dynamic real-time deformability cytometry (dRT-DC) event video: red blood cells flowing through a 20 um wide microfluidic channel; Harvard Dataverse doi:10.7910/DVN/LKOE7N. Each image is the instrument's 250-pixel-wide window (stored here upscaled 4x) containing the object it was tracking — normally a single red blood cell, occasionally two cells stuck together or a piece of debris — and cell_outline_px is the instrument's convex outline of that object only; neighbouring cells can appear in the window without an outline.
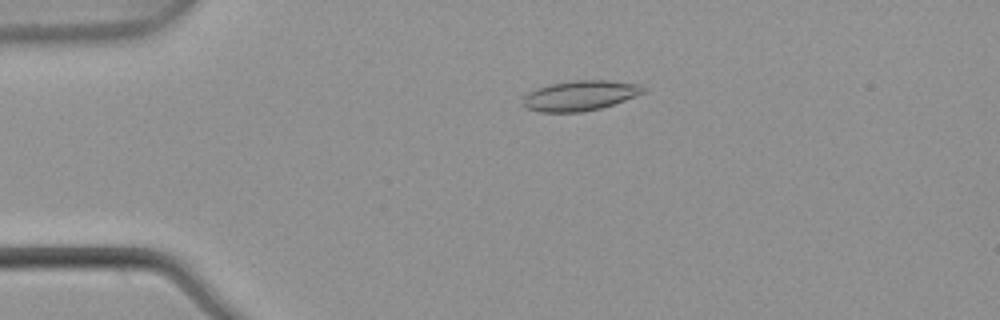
{"species": "common noctule bat (a hibernating species)", "species_latin": "Nyctalus noctula", "temperature_condition": "warm", "stored_images_in_passage": 3, "camera_frame_rate_fps": 3000, "um_per_image_px": 0.085, "animal": {"sex": "male", "body_mass_g": 21.5, "forearm_length_mm": 52.0}, "frame": {"image": 1, "passage_image": 2, "time_ms": 0.333, "image_size_px": [1000, 320], "cell_outline_px": [[648, 92], [600, 108], [580, 112], [540, 112], [524, 108], [520, 104], [524, 96], [528, 92], [536, 88], [548, 84], [572, 80], [608, 80], [640, 84], [648, 88]], "centroid_in_image_um": [49.29, 8.11], "position_along_channel_um": 35.7, "area_um2": 21.5}}